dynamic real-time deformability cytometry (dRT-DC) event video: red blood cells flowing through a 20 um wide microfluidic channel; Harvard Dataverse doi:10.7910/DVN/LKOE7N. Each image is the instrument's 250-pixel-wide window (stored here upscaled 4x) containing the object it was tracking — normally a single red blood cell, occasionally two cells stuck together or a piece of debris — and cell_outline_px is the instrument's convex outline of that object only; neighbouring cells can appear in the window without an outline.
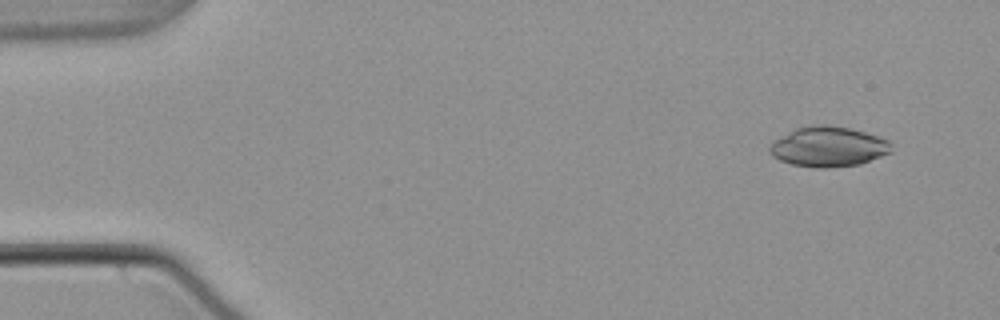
{"species": "common noctule bat (a hibernating species)", "species_latin": "Nyctalus noctula", "temperature_condition": "warm", "stored_images_in_passage": 52, "camera_frame_rate_fps": 3000, "um_per_image_px": 0.085, "animal": {"sex": "male", "body_mass_g": 21.5, "forearm_length_mm": 52.0}, "frame": {"image": 1, "passage_image": 2, "time_ms": 0.333, "image_size_px": [1000, 320], "cell_outline_px": [[892, 152], [860, 164], [828, 168], [816, 168], [792, 164], [780, 160], [772, 156], [768, 152], [768, 148], [776, 140], [796, 128], [816, 124], [828, 124], [848, 128], [864, 132], [888, 140], [892, 144]], "centroid_in_image_um": [70.42, 12.48], "position_along_channel_um": 14.6, "area_um2": 28.32}}
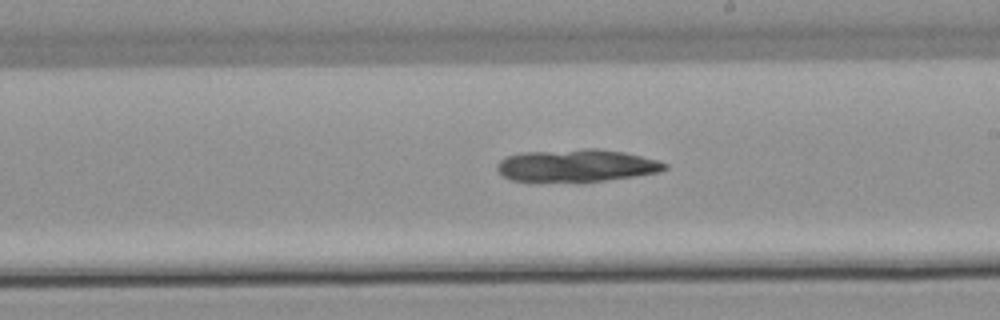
{"frame": {"image": 2, "passage_image": 29, "time_ms": 9.333, "image_size_px": [1000, 320], "cell_outline_px": [[668, 168], [660, 172], [636, 176], [604, 180], [512, 180], [504, 176], [496, 168], [496, 164], [500, 160], [508, 156], [520, 152], [588, 148], [596, 148], [624, 152], [656, 160], [668, 164]], "centroid_in_image_um": [49.03, 14.04], "position_along_channel_um": 240.0, "area_um2": 31.15}}
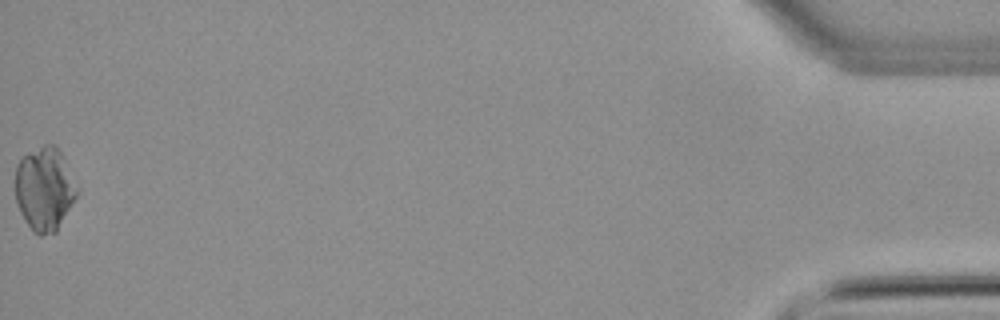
{"frame": {"image": 3, "passage_image": 52, "time_ms": 17.0, "image_size_px": [1000, 320], "cell_outline_px": [[80, 192], [56, 232], [40, 236], [28, 224], [20, 212], [16, 204], [16, 168], [20, 160], [28, 152], [44, 144], [52, 144], [60, 152]], "centroid_in_image_um": [3.8, 16.07], "position_along_channel_um": 431.4, "area_um2": 29.77}}